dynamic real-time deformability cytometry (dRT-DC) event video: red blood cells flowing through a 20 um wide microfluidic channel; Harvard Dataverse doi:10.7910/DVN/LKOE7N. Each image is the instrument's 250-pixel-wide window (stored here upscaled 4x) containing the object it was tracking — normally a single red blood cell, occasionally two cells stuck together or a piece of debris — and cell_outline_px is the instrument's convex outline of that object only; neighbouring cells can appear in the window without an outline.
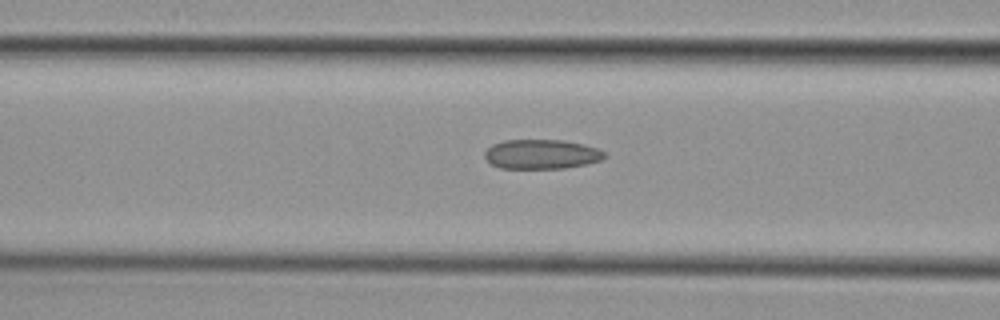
{"species": "common noctule bat (a hibernating species)", "species_latin": "Nyctalus noctula", "temperature_condition": "cold", "stored_images_in_passage": 5, "camera_frame_rate_fps": 3000, "um_per_image_px": 0.085, "animal": {"sex": "female", "body_mass_g": 29.2, "forearm_length_mm": 56.3}, "frame": {"image": 1, "passage_image": 3, "time_ms": 0.667, "image_size_px": [1000, 320], "cell_outline_px": [[592, 160], [576, 164], [536, 168], [516, 168], [496, 164], [492, 160], [540, 144], [572, 144], [584, 148]], "centroid_in_image_um": [46.34, 13.31], "position_along_channel_um": 120.3, "area_um2": 12.08}}